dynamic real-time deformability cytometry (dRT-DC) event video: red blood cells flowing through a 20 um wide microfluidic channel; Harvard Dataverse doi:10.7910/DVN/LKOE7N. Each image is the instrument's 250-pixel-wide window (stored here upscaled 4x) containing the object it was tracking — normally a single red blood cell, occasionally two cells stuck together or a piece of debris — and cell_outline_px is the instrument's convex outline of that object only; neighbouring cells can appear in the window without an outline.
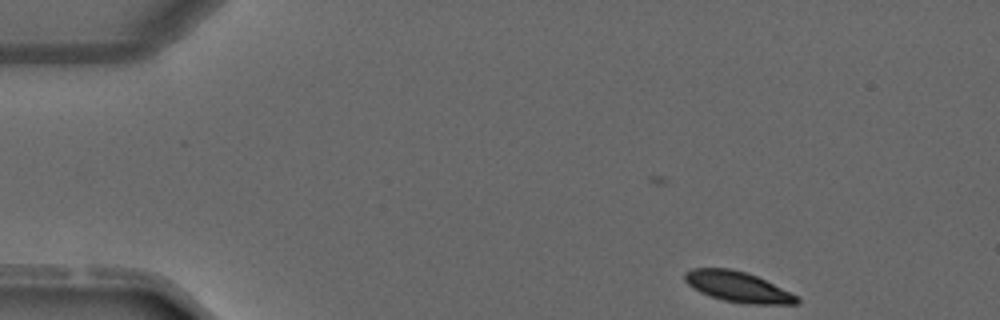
{"species": "common noctule bat (a hibernating species)", "species_latin": "Nyctalus noctula", "temperature_condition": "warm", "stored_images_in_passage": 3, "camera_frame_rate_fps": 3000, "um_per_image_px": 0.085, "animal": {"sex": "male", "forearm_length_mm": 52.5}, "frame": {"image": 1, "passage_image": 1, "time_ms": 0.0, "image_size_px": [1000, 320], "cell_outline_px": [[800, 304], [744, 304], [724, 300], [700, 292], [692, 288], [684, 280], [684, 272], [692, 268], [732, 268], [756, 276], [796, 296], [800, 300]], "centroid_in_image_um": [62.66, 24.38], "position_along_channel_um": 22.3, "area_um2": 19.65}}
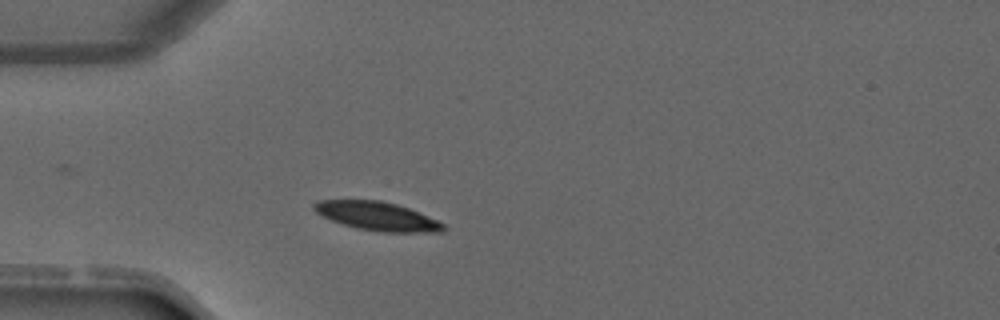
{"frame": {"image": 2, "passage_image": 3, "time_ms": 2.333, "image_size_px": [1000, 320], "cell_outline_px": [[444, 228], [440, 232], [380, 232], [356, 228], [332, 220], [316, 212], [312, 208], [312, 204], [316, 200], [380, 200], [396, 204], [408, 208], [436, 220], [444, 224]], "centroid_in_image_um": [32.02, 18.37], "position_along_channel_um": 53.0, "area_um2": 21.33}}